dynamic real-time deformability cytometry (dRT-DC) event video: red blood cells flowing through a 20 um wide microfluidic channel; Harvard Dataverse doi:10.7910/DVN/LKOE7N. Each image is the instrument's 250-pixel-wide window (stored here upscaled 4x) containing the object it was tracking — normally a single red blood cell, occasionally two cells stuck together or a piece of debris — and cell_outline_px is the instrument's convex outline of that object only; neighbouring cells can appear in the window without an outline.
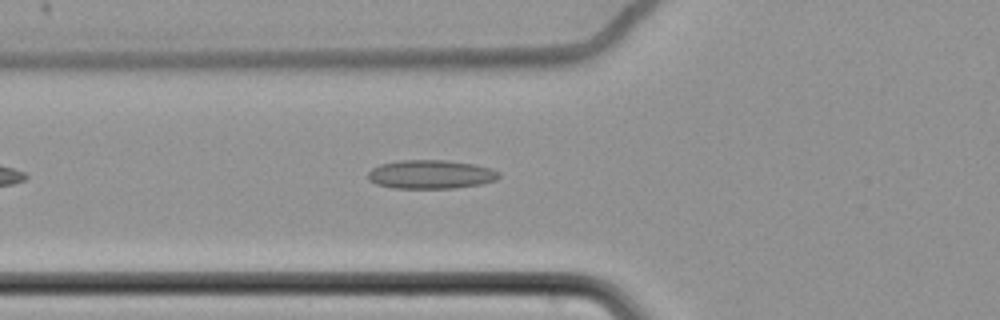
{"species": "common noctule bat (a hibernating species)", "species_latin": "Nyctalus noctula", "temperature_condition": "cold", "stored_images_in_passage": 45, "camera_frame_rate_fps": 3000, "um_per_image_px": 0.085, "animal": {"sex": "female", "body_mass_g": 22.7, "forearm_length_mm": 54.2}, "frame": {"image": 1, "passage_image": 8, "time_ms": 2.333, "image_size_px": [1000, 320], "cell_outline_px": [[500, 176], [496, 180], [480, 184], [456, 188], [392, 188], [376, 184], [368, 180], [368, 172], [372, 168], [380, 164], [400, 160], [444, 160], [476, 164], [492, 168], [500, 172]], "centroid_in_image_um": [36.62, 14.82], "position_along_channel_um": 89.2, "area_um2": 22.14}}
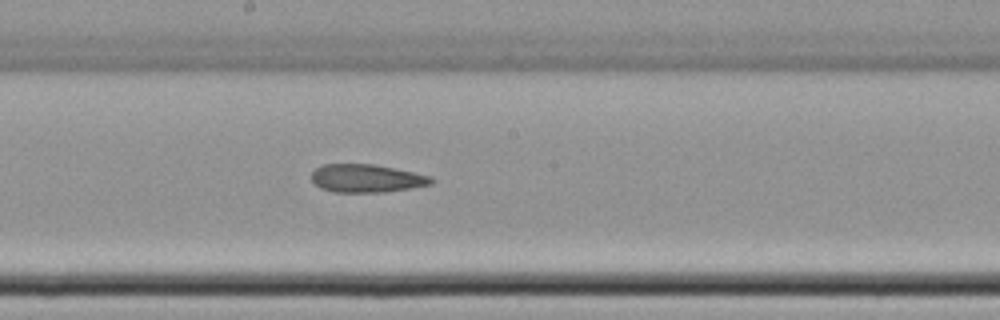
{"frame": {"image": 2, "passage_image": 19, "time_ms": 6.0, "image_size_px": [1000, 320], "cell_outline_px": [[436, 180], [432, 184], [384, 192], [332, 192], [320, 188], [312, 180], [312, 172], [316, 168], [324, 164], [372, 164], [396, 168], [432, 176]], "centroid_in_image_um": [31.18, 15.15], "position_along_channel_um": 217.0, "area_um2": 19.65}}
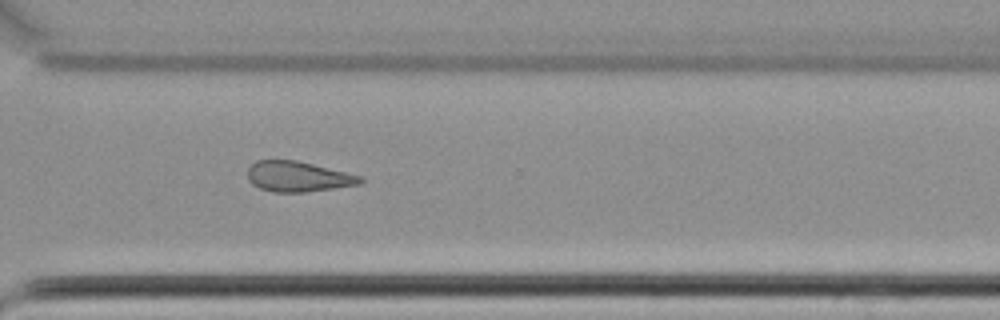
{"frame": {"image": 3, "passage_image": 30, "time_ms": 9.667, "image_size_px": [1000, 320], "cell_outline_px": [[364, 180], [360, 184], [304, 192], [272, 192], [260, 188], [252, 184], [248, 180], [248, 168], [256, 160], [296, 160], [364, 176]], "centroid_in_image_um": [25.33, 15.0], "position_along_channel_um": 345.3, "area_um2": 19.94}, "authors_computed_cell_mechanics": {"area_um2": 20.3456, "velocity_mm_per_s": 3.4851, "shape_relaxation_time_tau1_ms": null, "shape_relaxation_time_tau2_ms": 5.6956, "deformation_change_tau1": null, "deformation_change_tau2": 0.1541}}